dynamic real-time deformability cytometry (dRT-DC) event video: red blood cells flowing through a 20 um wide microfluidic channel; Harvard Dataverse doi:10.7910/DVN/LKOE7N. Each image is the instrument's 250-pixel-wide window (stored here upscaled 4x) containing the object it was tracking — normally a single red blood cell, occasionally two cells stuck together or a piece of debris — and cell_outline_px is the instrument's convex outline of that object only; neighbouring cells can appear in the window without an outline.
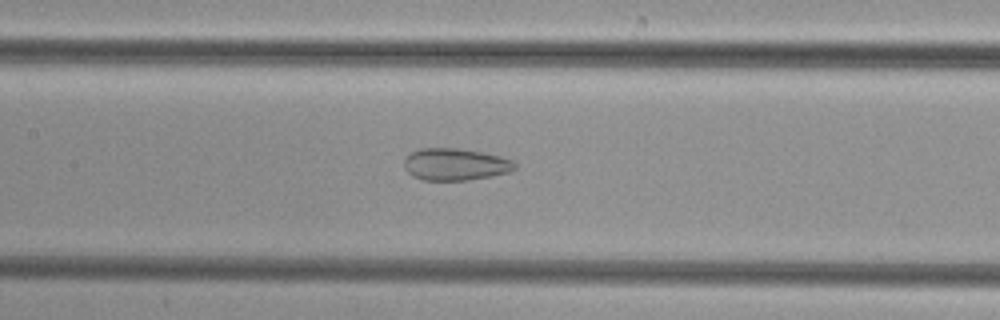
{"species": "common noctule bat (a hibernating species)", "species_latin": "Nyctalus noctula", "temperature_condition": "cold", "stored_images_in_passage": 26, "camera_frame_rate_fps": 3000, "um_per_image_px": 0.085, "animal": {"sex": "female", "body_mass_g": 29.2, "forearm_length_mm": 56.3}, "frame": {"image": 1, "passage_image": 15, "time_ms": 4.667, "image_size_px": [1000, 320], "cell_outline_px": [[516, 168], [508, 172], [492, 176], [468, 180], [424, 180], [412, 176], [404, 168], [404, 160], [412, 152], [420, 148], [460, 148], [500, 156], [512, 160], [516, 164]], "centroid_in_image_um": [38.7, 13.97], "position_along_channel_um": 168.7, "area_um2": 20.63}}
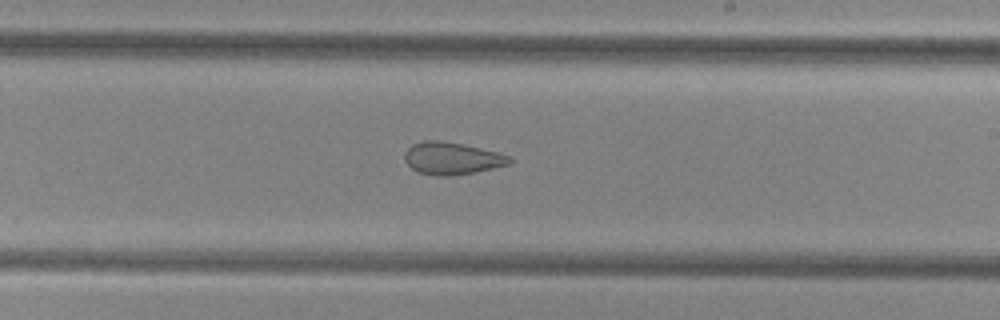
{"frame": {"image": 2, "passage_image": 21, "time_ms": 6.667, "image_size_px": [1000, 320], "cell_outline_px": [[512, 164], [452, 176], [432, 176], [416, 172], [404, 160], [404, 152], [412, 144], [424, 140], [436, 140], [460, 144], [480, 148], [512, 156]], "centroid_in_image_um": [38.39, 13.47], "position_along_channel_um": 250.6, "area_um2": 19.77}}
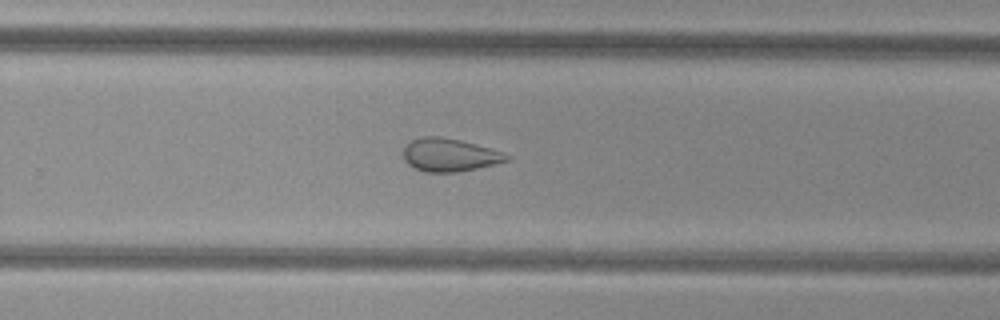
{"frame": {"image": 3, "passage_image": 24, "time_ms": 7.667, "image_size_px": [1000, 320], "cell_outline_px": [[512, 156], [508, 160], [496, 164], [460, 172], [424, 172], [412, 168], [404, 160], [404, 148], [412, 140], [420, 136], [440, 136], [460, 140], [504, 152]], "centroid_in_image_um": [38.22, 13.18], "position_along_channel_um": 291.6, "area_um2": 20.06}}